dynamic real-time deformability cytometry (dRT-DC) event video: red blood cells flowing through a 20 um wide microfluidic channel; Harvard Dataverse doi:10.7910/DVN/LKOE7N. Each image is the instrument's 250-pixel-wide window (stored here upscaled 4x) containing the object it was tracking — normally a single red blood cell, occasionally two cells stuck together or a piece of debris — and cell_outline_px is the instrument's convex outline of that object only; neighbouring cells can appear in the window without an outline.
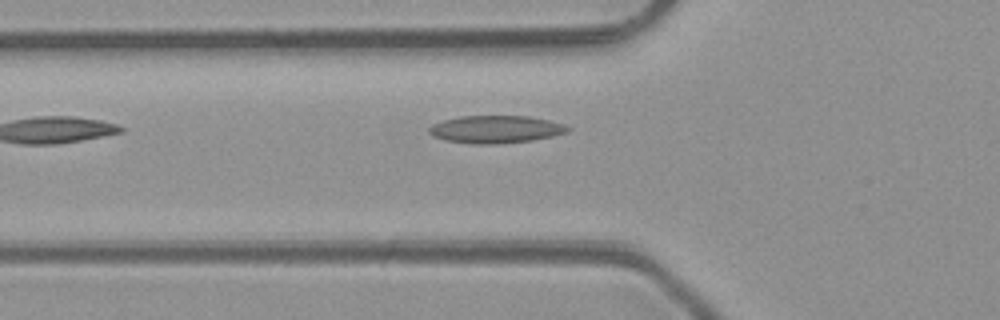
{"species": "common noctule bat (a hibernating species)", "species_latin": "Nyctalus noctula", "temperature_condition": "room temperature", "stored_images_in_passage": 3, "camera_frame_rate_fps": 3000, "um_per_image_px": 0.085, "animal": {"sex": "male", "body_mass_g": 23.1, "forearm_length_mm": 52.7}, "frame": {"image": 1, "passage_image": 3, "time_ms": 2.333, "image_size_px": [1000, 320], "cell_outline_px": [[572, 128], [568, 132], [552, 136], [532, 140], [496, 144], [472, 144], [444, 140], [428, 132], [428, 128], [432, 124], [444, 120], [460, 116], [528, 116], [548, 120], [564, 124]], "centroid_in_image_um": [42.14, 10.99], "position_along_channel_um": 83.7, "area_um2": 22.25}}